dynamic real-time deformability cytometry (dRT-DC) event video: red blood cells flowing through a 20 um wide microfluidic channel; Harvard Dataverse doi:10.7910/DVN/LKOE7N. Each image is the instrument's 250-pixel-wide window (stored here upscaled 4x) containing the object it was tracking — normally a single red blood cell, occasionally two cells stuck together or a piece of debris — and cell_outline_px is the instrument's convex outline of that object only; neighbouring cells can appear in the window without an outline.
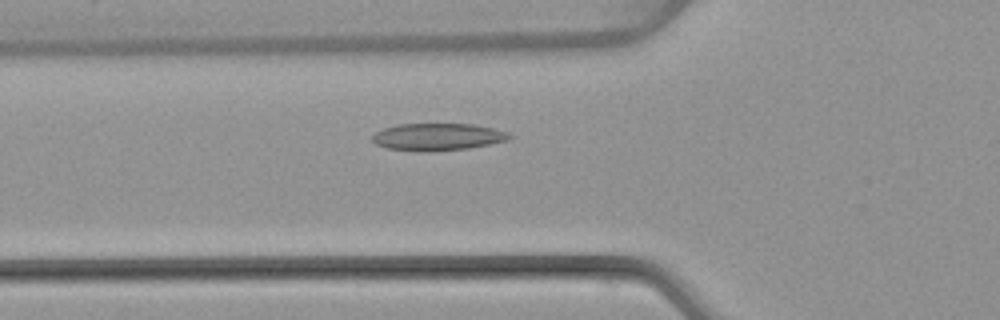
{"species": "common noctule bat (a hibernating species)", "species_latin": "Nyctalus noctula", "temperature_condition": "warm", "stored_images_in_passage": 45, "camera_frame_rate_fps": 3000, "um_per_image_px": 0.085, "animal": {"sex": "female", "body_mass_g": 22.7, "forearm_length_mm": 54.2}, "frame": {"image": 1, "passage_image": 16, "time_ms": 5.0, "image_size_px": [1000, 320], "cell_outline_px": [[512, 136], [508, 140], [468, 148], [428, 152], [424, 152], [388, 148], [376, 144], [372, 140], [372, 136], [376, 132], [384, 128], [396, 124], [472, 124], [492, 128], [508, 132]], "centroid_in_image_um": [37.18, 11.63], "position_along_channel_um": 88.6, "area_um2": 21.62}}
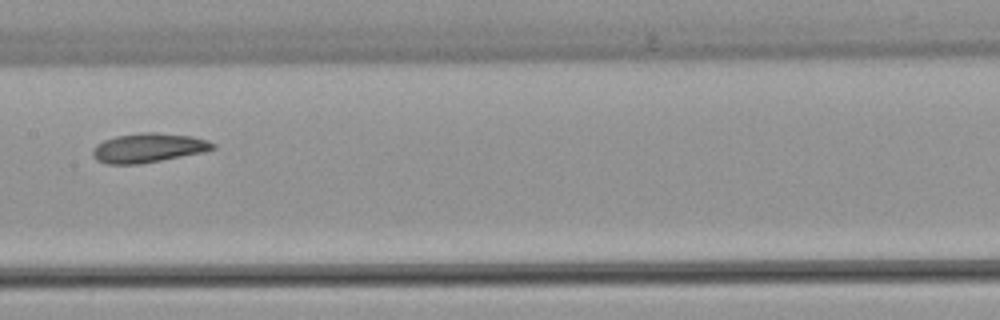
{"frame": {"image": 2, "passage_image": 24, "time_ms": 7.667, "image_size_px": [1000, 320], "cell_outline_px": [[216, 148], [204, 152], [140, 164], [108, 164], [96, 160], [92, 156], [92, 152], [96, 144], [104, 140], [116, 136], [144, 132], [156, 132], [192, 136], [208, 140], [216, 144]], "centroid_in_image_um": [12.62, 12.57], "position_along_channel_um": 194.8, "area_um2": 20.58}}
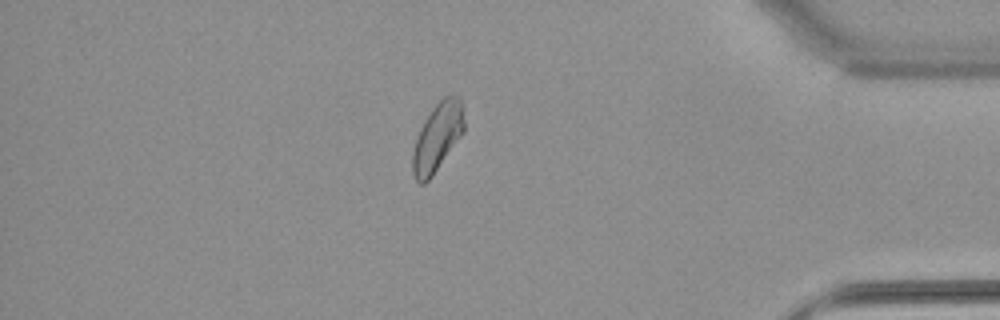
{"frame": {"image": 3, "passage_image": 42, "time_ms": 13.667, "image_size_px": [1000, 320], "cell_outline_px": [[464, 132], [432, 176], [424, 184], [420, 184], [412, 176], [412, 152], [420, 128], [424, 120], [432, 108], [444, 96], [460, 96], [464, 108]], "centroid_in_image_um": [37.18, 11.66], "position_along_channel_um": 398.0, "area_um2": 20.58}, "authors_computed_cell_mechanics": {"area_um2": 20.4612, "velocity_mm_per_s": 3.9656, "shape_relaxation_time_tau1_ms": null, "shape_relaxation_time_tau2_ms": 5.7543, "deformation_change_tau1": null, "deformation_change_tau2": 0.1215}}